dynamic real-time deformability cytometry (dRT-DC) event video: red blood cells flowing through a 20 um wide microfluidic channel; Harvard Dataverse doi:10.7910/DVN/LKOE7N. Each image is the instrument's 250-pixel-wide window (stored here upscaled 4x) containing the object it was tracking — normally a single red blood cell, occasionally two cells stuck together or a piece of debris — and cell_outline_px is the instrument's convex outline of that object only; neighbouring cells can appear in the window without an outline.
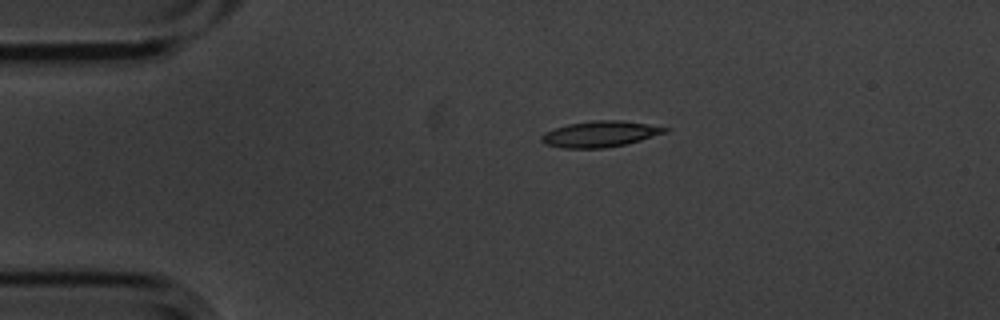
{"species": "common noctule bat (a hibernating species)", "species_latin": "Nyctalus noctula", "temperature_condition": "cold", "stored_images_in_passage": 3, "camera_frame_rate_fps": 3000, "um_per_image_px": 0.085, "animal": {"sex": "male", "body_mass_g": 20.1, "forearm_length_mm": 53.5}, "frame": {"image": 1, "passage_image": 1, "time_ms": 0.0, "image_size_px": [1000, 320], "cell_outline_px": [[672, 128], [668, 132], [640, 140], [624, 144], [604, 148], [560, 148], [544, 144], [540, 140], [540, 136], [544, 132], [568, 124], [596, 120], [620, 120], [648, 124]], "centroid_in_image_um": [51.0, 11.39], "position_along_channel_um": 34.0, "area_um2": 18.73}}
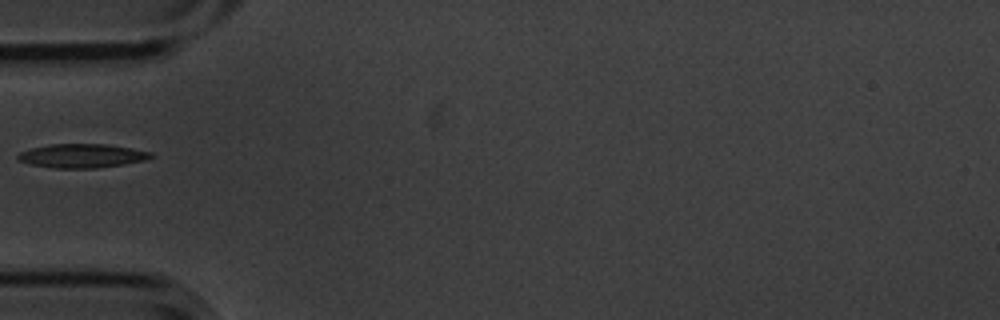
{"frame": {"image": 2, "passage_image": 3, "time_ms": 0.667, "image_size_px": [1000, 320], "cell_outline_px": [[156, 156], [144, 160], [124, 164], [96, 168], [56, 168], [28, 164], [16, 160], [16, 156], [20, 152], [32, 148], [48, 144], [108, 144], [132, 148], [152, 152]], "centroid_in_image_um": [6.96, 13.24], "position_along_channel_um": 78.0, "area_um2": 18.67}}